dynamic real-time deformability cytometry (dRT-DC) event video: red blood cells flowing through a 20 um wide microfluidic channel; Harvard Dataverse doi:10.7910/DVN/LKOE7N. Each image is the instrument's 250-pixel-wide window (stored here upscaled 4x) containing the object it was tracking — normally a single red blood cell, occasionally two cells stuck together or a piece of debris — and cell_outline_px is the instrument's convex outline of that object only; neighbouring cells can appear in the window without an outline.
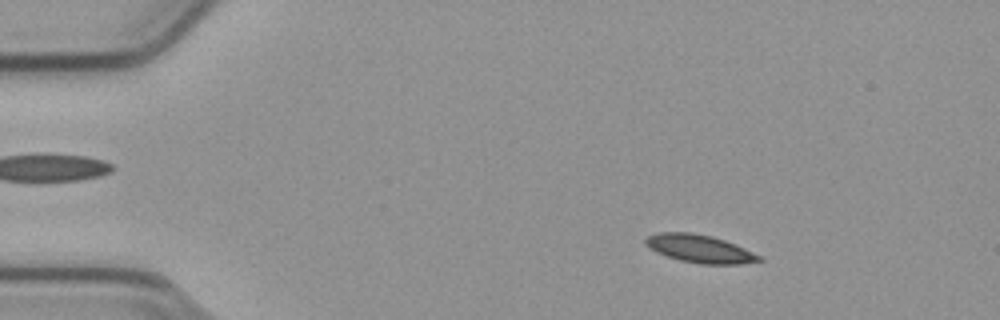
{"species": "common noctule bat (a hibernating species)", "species_latin": "Nyctalus noctula", "temperature_condition": "cold", "stored_images_in_passage": 54, "camera_frame_rate_fps": 3000, "um_per_image_px": 0.085, "animal": {"sex": "male", "body_mass_g": 23.1, "forearm_length_mm": 52.7}, "frame": {"image": 1, "passage_image": 8, "time_ms": 2.333, "image_size_px": [1000, 320], "cell_outline_px": [[764, 260], [740, 264], [700, 264], [680, 260], [656, 252], [648, 248], [644, 244], [644, 240], [648, 236], [660, 232], [692, 232], [712, 236], [724, 240], [744, 248], [760, 256]], "centroid_in_image_um": [59.44, 21.14], "position_along_channel_um": 25.6, "area_um2": 18.44}}
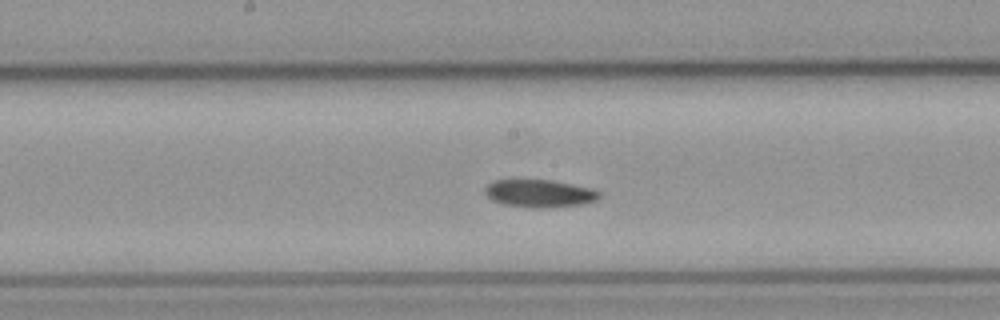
{"frame": {"image": 2, "passage_image": 28, "time_ms": 9.0, "image_size_px": [1000, 320], "cell_outline_px": [[600, 196], [596, 200], [584, 204], [540, 208], [532, 208], [504, 204], [492, 200], [484, 192], [484, 188], [492, 180], [552, 180], [592, 188], [600, 192]], "centroid_in_image_um": [45.85, 16.44], "position_along_channel_um": 202.3, "area_um2": 18.44}}
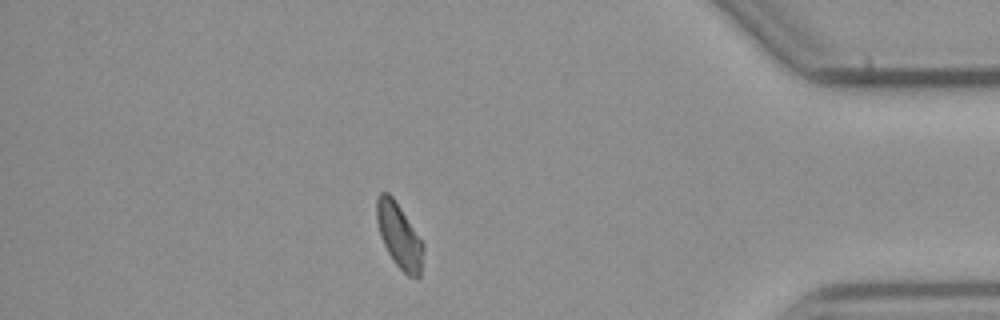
{"frame": {"image": 3, "passage_image": 47, "time_ms": 15.333, "image_size_px": [1000, 320], "cell_outline_px": [[424, 248], [420, 276], [408, 276], [392, 260], [380, 236], [376, 220], [376, 200], [380, 192], [388, 192], [392, 196], [424, 244]], "centroid_in_image_um": [33.91, 20.03], "position_along_channel_um": 401.3, "area_um2": 17.34}, "authors_computed_cell_mechanics": {"area_um2": 18.3804, "velocity_mm_per_s": 3.7711, "shape_relaxation_time_tau1_ms": null, "shape_relaxation_time_tau2_ms": 7.42, "deformation_change_tau1": null, "deformation_change_tau2": 0.1265}}